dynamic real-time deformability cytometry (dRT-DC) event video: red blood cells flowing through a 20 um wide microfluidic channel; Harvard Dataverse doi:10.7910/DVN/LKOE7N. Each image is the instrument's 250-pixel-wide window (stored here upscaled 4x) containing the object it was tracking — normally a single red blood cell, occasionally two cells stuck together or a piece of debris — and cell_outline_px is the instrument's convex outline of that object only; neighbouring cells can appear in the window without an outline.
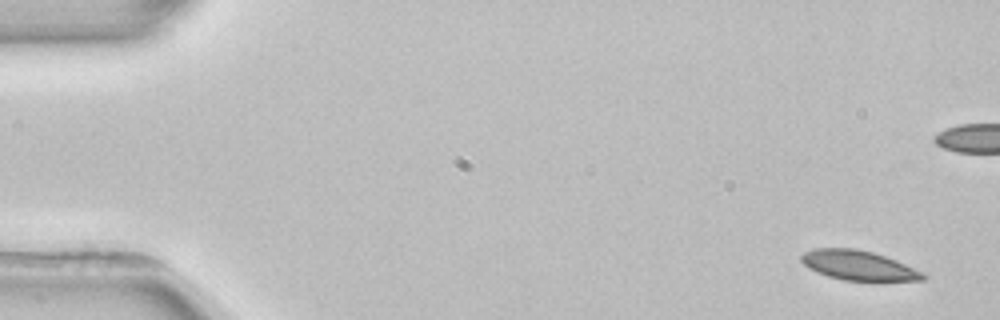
{"species": "common noctule bat (a hibernating species)", "species_latin": "Nyctalus noctula", "temperature_condition": "room temperature", "stored_images_in_passage": 4, "camera_frame_rate_fps": 3000, "um_per_image_px": 0.085, "animal": {"sex": "female", "body_mass_g": 22.7, "forearm_length_mm": 54.2}, "frame": {"image": 1, "passage_image": 1, "time_ms": 0.0, "image_size_px": [1000, 320], "cell_outline_px": [[928, 276], [924, 280], [844, 280], [828, 276], [816, 272], [808, 268], [800, 260], [800, 256], [804, 252], [816, 248], [856, 248], [872, 252], [896, 260], [924, 272]], "centroid_in_image_um": [72.96, 22.55], "position_along_channel_um": 12.0, "area_um2": 20.92}}
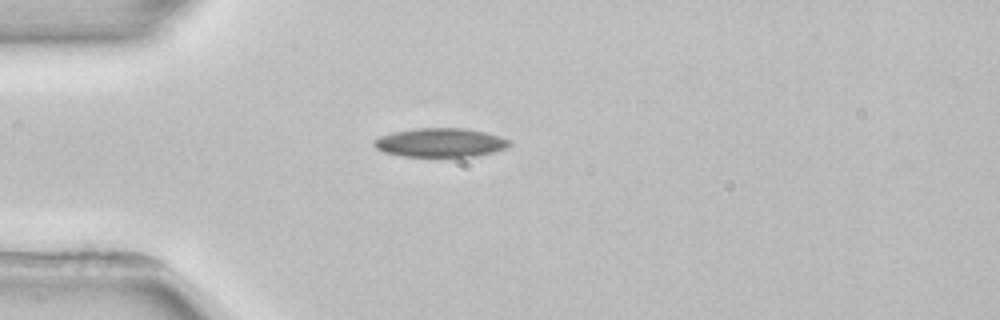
{"frame": {"image": 2, "passage_image": 4, "time_ms": 5.667, "image_size_px": [1000, 320], "cell_outline_px": [[512, 144], [508, 148], [476, 156], [404, 156], [384, 152], [376, 148], [372, 144], [372, 140], [380, 136], [392, 132], [416, 128], [464, 128], [484, 132], [500, 136], [512, 140]], "centroid_in_image_um": [37.44, 12.11], "position_along_channel_um": 47.6, "area_um2": 22.89}}